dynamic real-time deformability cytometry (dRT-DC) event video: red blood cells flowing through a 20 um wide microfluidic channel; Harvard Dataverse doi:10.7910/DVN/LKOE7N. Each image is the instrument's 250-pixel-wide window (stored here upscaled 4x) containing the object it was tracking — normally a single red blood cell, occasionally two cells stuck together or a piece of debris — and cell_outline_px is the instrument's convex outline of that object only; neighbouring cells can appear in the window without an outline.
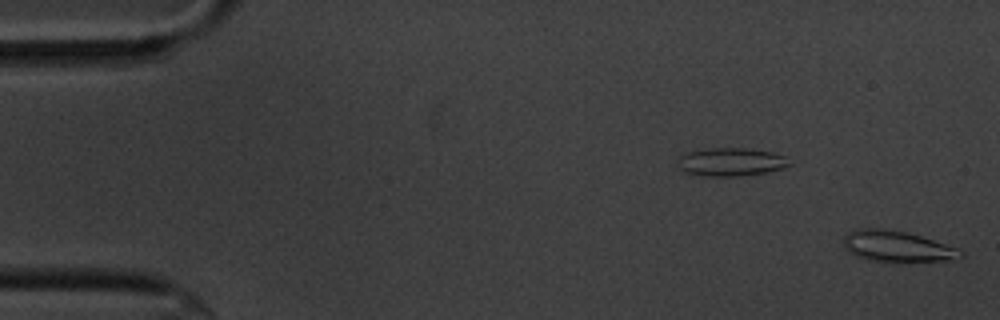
{"species": "common noctule bat (a hibernating species)", "species_latin": "Nyctalus noctula", "temperature_condition": "cold", "stored_images_in_passage": 57, "camera_frame_rate_fps": 3000, "um_per_image_px": 0.085, "animal": {"sex": "male", "body_mass_g": 20.1, "forearm_length_mm": 53.5}, "frame": {"image": 1, "passage_image": 1, "time_ms": 0.0, "image_size_px": [1000, 320], "cell_outline_px": [[964, 256], [948, 260], [868, 260], [856, 256], [848, 252], [844, 248], [844, 236], [848, 232], [856, 228], [880, 228], [904, 232], [920, 236], [960, 248], [964, 252]], "centroid_in_image_um": [76.22, 20.91], "position_along_channel_um": 8.8, "area_um2": 20.69}}
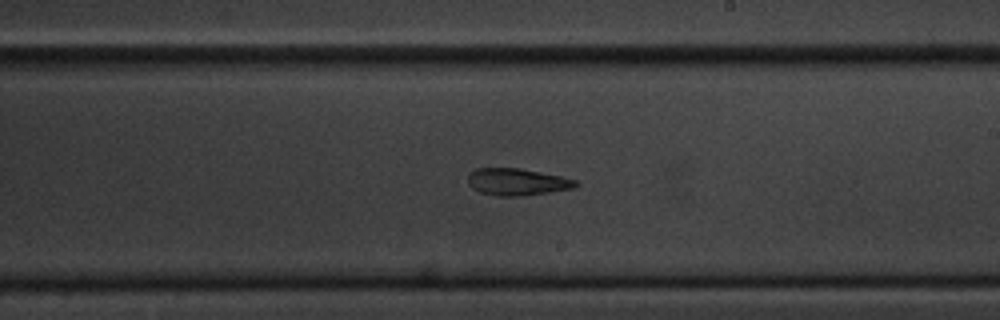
{"frame": {"image": 2, "passage_image": 33, "time_ms": 10.667, "image_size_px": [1000, 320], "cell_outline_px": [[580, 184], [576, 188], [520, 196], [500, 196], [480, 192], [472, 188], [468, 184], [468, 176], [476, 168], [520, 168], [560, 176], [576, 180]], "centroid_in_image_um": [43.97, 15.46], "position_along_channel_um": 245.0, "area_um2": 16.88}}
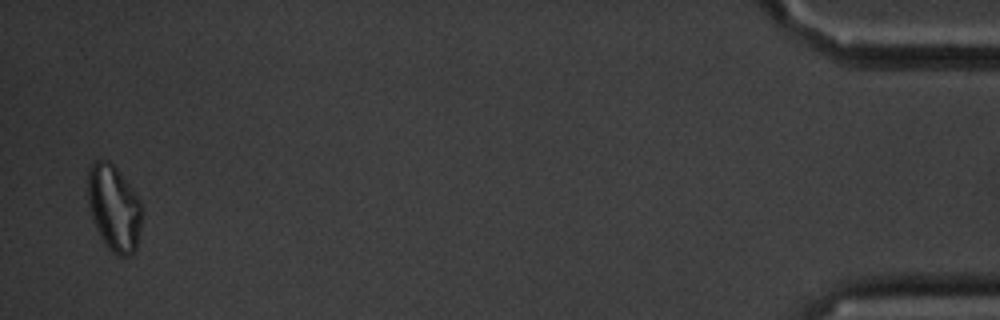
{"frame": {"image": 3, "passage_image": 56, "time_ms": 18.333, "image_size_px": [1000, 320], "cell_outline_px": [[144, 208], [136, 248], [128, 256], [120, 256], [112, 252], [104, 244], [92, 220], [88, 208], [88, 172], [92, 160], [108, 160], [116, 168], [132, 188], [140, 200]], "centroid_in_image_um": [9.68, 17.67], "position_along_channel_um": 425.5, "area_um2": 27.4}}